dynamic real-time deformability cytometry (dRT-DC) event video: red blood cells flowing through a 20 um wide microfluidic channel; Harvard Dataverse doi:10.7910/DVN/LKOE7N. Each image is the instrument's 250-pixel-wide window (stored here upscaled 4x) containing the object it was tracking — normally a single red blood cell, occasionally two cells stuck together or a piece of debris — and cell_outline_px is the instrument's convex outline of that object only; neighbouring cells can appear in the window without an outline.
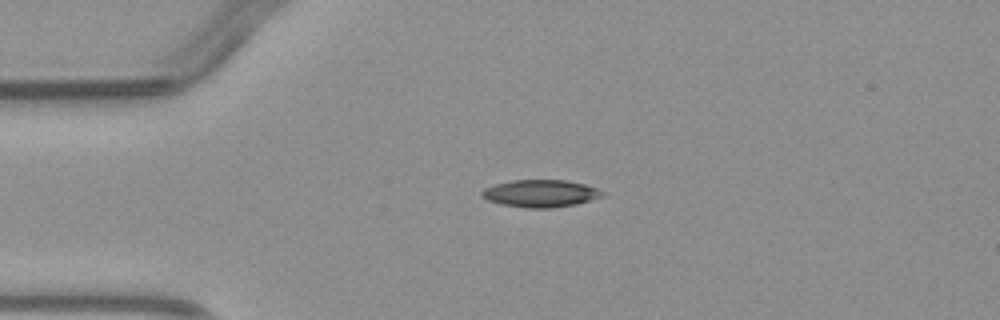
{"species": "common noctule bat (a hibernating species)", "species_latin": "Nyctalus noctula", "temperature_condition": "warm", "stored_images_in_passage": 2, "camera_frame_rate_fps": 3000, "um_per_image_px": 0.085, "animal": {"sex": "male", "body_mass_g": 23.1, "forearm_length_mm": 52.7}, "frame": {"image": 1, "passage_image": 1, "time_ms": 0.0, "image_size_px": [1000, 320], "cell_outline_px": [[604, 196], [576, 204], [552, 208], [528, 208], [500, 204], [488, 200], [480, 196], [480, 192], [484, 188], [496, 184], [512, 180], [564, 180], [584, 184], [596, 188], [604, 192]], "centroid_in_image_um": [45.92, 16.44], "position_along_channel_um": 39.1, "area_um2": 19.19}}